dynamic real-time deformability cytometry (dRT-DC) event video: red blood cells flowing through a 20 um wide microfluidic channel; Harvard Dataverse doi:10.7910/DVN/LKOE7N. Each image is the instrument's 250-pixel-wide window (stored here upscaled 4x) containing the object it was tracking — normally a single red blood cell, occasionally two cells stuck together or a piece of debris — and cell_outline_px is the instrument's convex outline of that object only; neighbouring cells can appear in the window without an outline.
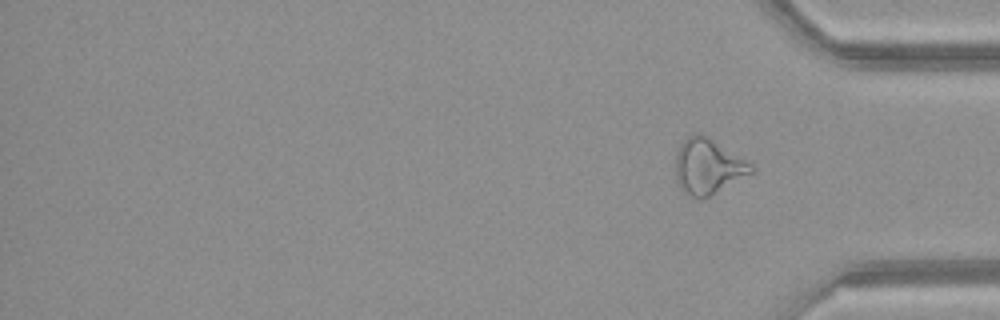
{"species": "common noctule bat (a hibernating species)", "species_latin": "Nyctalus noctula", "temperature_condition": "warm", "stored_images_in_passage": 45, "segment_of_instrument_passage": [2, 2], "camera_frame_rate_fps": 3000, "um_per_image_px": 0.085, "animal": {"sex": "female", "body_mass_g": 21.9}, "frame": {"image": 1, "passage_image": 45, "time_ms": 14.667, "image_size_px": [1000, 320], "cell_outline_px": [[756, 172], [700, 200], [684, 192], [676, 176], [676, 152], [680, 144], [688, 136], [696, 132], [700, 132], [708, 136], [752, 164], [756, 168]], "centroid_in_image_um": [60.21, 14.13], "position_along_channel_um": 375.0, "area_um2": 24.39}}